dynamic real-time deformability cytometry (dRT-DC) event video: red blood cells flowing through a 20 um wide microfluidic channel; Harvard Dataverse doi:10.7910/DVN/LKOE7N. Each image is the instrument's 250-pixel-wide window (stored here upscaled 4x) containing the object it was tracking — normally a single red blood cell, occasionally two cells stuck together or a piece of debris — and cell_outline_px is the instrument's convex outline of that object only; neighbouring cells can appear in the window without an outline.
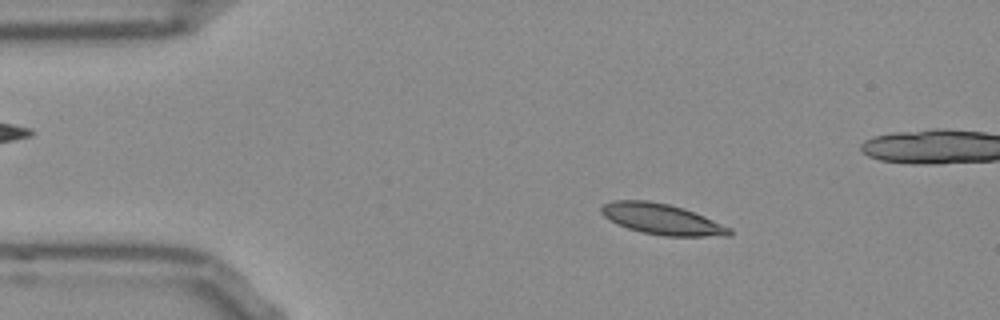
{"species": "Egyptian fruit bat (a non-hibernating species)", "species_latin": "Rousettus aegyptiacus", "temperature_condition": "room temperature", "stored_images_in_passage": 53, "camera_frame_rate_fps": 3000, "um_per_image_px": 0.085, "frame": {"image": 1, "passage_image": 8, "time_ms": 2.333, "image_size_px": [1000, 320], "cell_outline_px": [[732, 236], [664, 236], [640, 232], [628, 228], [604, 216], [600, 212], [600, 208], [604, 204], [612, 200], [648, 200], [668, 204], [684, 208], [704, 216], [732, 228]], "centroid_in_image_um": [56.29, 18.63], "position_along_channel_um": 28.7, "area_um2": 22.95}}
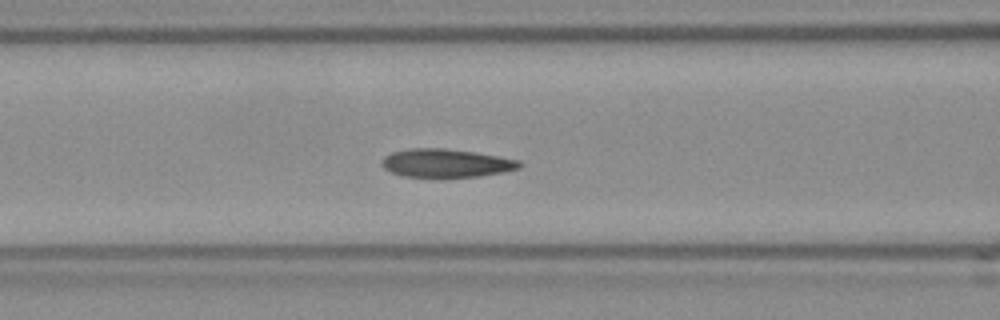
{"frame": {"image": 2, "passage_image": 20, "time_ms": 6.333, "image_size_px": [1000, 320], "cell_outline_px": [[524, 164], [520, 168], [480, 176], [404, 176], [392, 172], [384, 168], [380, 164], [384, 156], [392, 152], [408, 148], [444, 148], [476, 152], [520, 160]], "centroid_in_image_um": [37.92, 13.84], "position_along_channel_um": 128.7, "area_um2": 22.54}}
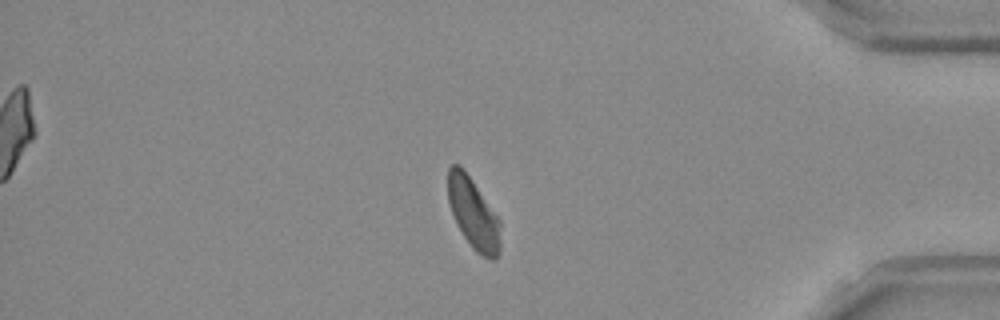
{"frame": {"image": 3, "passage_image": 44, "time_ms": 14.333, "image_size_px": [1000, 320], "cell_outline_px": [[500, 248], [496, 260], [492, 260], [480, 256], [472, 248], [456, 224], [448, 200], [448, 168], [452, 164], [460, 164], [464, 168], [500, 220]], "centroid_in_image_um": [40.23, 18.16], "position_along_channel_um": 395.0, "area_um2": 21.79}, "authors_computed_cell_mechanics": {"area_um2": 22.4264, "velocity_mm_per_s": 3.7597, "shape_relaxation_time_tau1_ms": 8.9441, "shape_relaxation_time_tau2_ms": 2.0494, "deformation_change_tau1": 0.1744, "deformation_change_tau2": 0.0664}}